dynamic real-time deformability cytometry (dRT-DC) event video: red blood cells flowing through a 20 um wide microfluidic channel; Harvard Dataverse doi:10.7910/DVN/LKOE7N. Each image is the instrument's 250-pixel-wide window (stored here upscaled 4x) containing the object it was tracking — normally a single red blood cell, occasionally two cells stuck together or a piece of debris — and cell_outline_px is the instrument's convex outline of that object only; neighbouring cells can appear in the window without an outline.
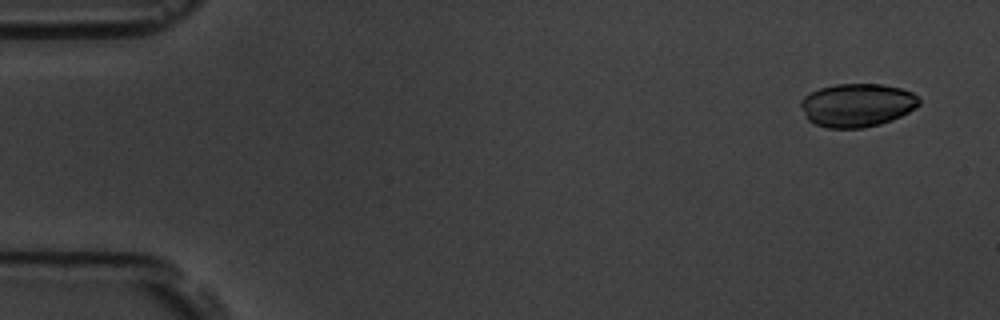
{"species": "common noctule bat (a hibernating species)", "species_latin": "Nyctalus noctula", "temperature_condition": "room temperature", "stored_images_in_passage": 5, "camera_frame_rate_fps": 3000, "um_per_image_px": 0.085, "animal": {"sex": "male", "body_mass_g": 19.5, "forearm_length_mm": 54.6}, "frame": {"image": 1, "passage_image": 1, "time_ms": 0.0, "image_size_px": [1000, 320], "cell_outline_px": [[920, 104], [916, 108], [892, 120], [880, 124], [864, 128], [828, 128], [816, 124], [808, 120], [800, 104], [800, 100], [804, 96], [820, 88], [836, 84], [884, 84], [900, 88], [912, 92], [920, 100]], "centroid_in_image_um": [72.86, 8.93], "position_along_channel_um": 12.1, "area_um2": 29.88}}
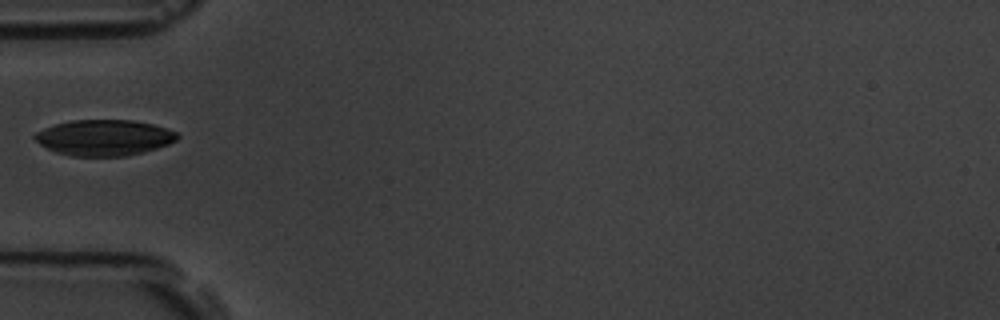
{"frame": {"image": 2, "passage_image": 5, "time_ms": 5.333, "image_size_px": [1000, 320], "cell_outline_px": [[180, 136], [176, 140], [168, 144], [144, 152], [124, 156], [72, 156], [56, 152], [40, 144], [32, 136], [36, 132], [44, 128], [56, 124], [72, 120], [132, 120], [152, 124], [176, 132]], "centroid_in_image_um": [8.84, 11.7], "position_along_channel_um": 76.2, "area_um2": 29.59}}